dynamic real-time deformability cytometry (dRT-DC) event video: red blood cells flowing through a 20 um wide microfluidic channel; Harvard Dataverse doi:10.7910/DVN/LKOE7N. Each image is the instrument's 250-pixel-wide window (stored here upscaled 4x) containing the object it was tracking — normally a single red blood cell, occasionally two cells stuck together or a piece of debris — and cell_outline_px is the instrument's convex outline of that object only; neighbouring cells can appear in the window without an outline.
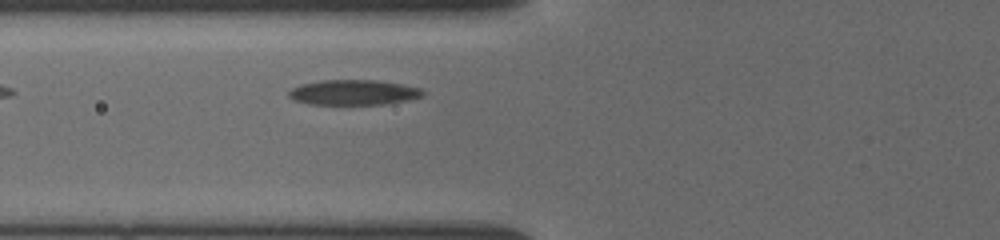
{"species": "common noctule bat (a hibernating species)", "species_latin": "Nyctalus noctula", "temperature_condition": "cold", "stored_images_in_passage": 3, "camera_frame_rate_fps": 3000, "um_per_image_px": 0.085, "animal": {"sex": "female", "body_mass_g": 19.5, "forearm_length_mm": 54.1}, "frame": {"image": 1, "passage_image": 3, "time_ms": 1.667, "image_size_px": [1000, 240], "cell_outline_px": [[424, 96], [404, 100], [380, 104], [308, 104], [292, 100], [288, 96], [288, 92], [292, 88], [300, 84], [320, 80], [376, 80], [400, 84], [420, 88], [424, 92]], "centroid_in_image_um": [29.98, 7.85], "position_along_channel_um": 95.8, "area_um2": 19.54}}